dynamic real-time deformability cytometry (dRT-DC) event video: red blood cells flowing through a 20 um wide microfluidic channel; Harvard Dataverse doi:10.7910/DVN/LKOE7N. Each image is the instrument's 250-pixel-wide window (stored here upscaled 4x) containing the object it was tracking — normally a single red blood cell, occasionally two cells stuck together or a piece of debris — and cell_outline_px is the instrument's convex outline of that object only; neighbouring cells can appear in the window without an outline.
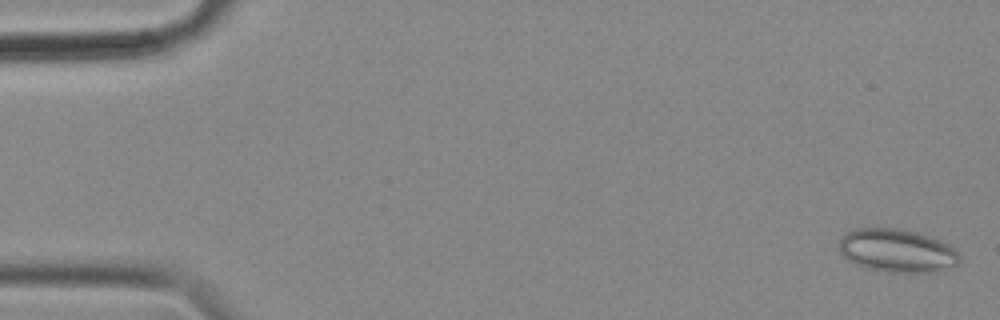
{"species": "common noctule bat (a hibernating species)", "species_latin": "Nyctalus noctula", "temperature_condition": "cold", "stored_images_in_passage": 57, "camera_frame_rate_fps": 3000, "um_per_image_px": 0.085, "animal": {"sex": "female", "body_mass_g": 18.4}, "frame": {"image": 1, "passage_image": 2, "time_ms": 0.333, "image_size_px": [1000, 320], "cell_outline_px": [[960, 264], [936, 272], [888, 272], [864, 268], [848, 260], [840, 252], [840, 240], [844, 232], [852, 228], [896, 228], [916, 232], [932, 236], [948, 244], [960, 256]], "centroid_in_image_um": [76.24, 21.3], "position_along_channel_um": 8.8, "area_um2": 30.63}}
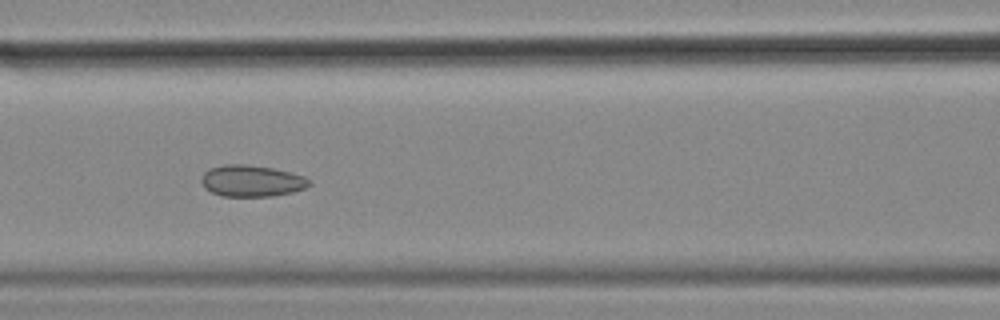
{"frame": {"image": 2, "passage_image": 25, "time_ms": 8.0, "image_size_px": [1000, 320], "cell_outline_px": [[312, 184], [304, 188], [292, 192], [272, 196], [224, 196], [212, 192], [204, 188], [200, 180], [204, 172], [208, 168], [224, 164], [244, 164], [272, 168], [292, 172], [304, 176], [312, 180]], "centroid_in_image_um": [21.39, 15.36], "position_along_channel_um": 145.2, "area_um2": 19.94}}
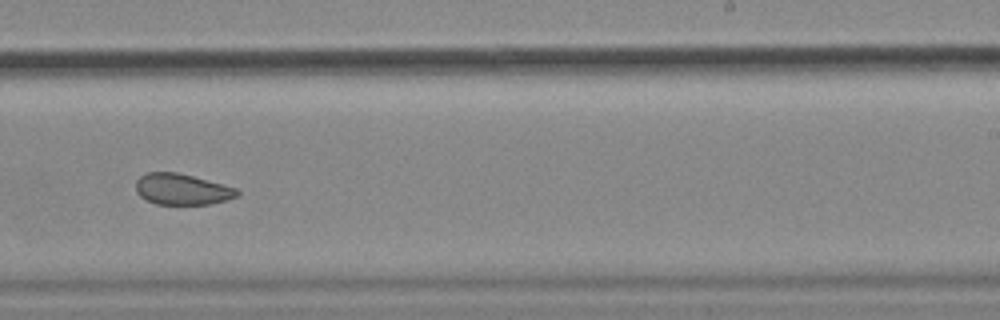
{"frame": {"image": 3, "passage_image": 36, "time_ms": 11.667, "image_size_px": [1000, 320], "cell_outline_px": [[240, 196], [228, 200], [212, 204], [156, 204], [140, 196], [136, 192], [136, 180], [140, 176], [148, 172], [176, 172], [192, 176], [236, 188], [240, 192]], "centroid_in_image_um": [15.49, 16.09], "position_along_channel_um": 273.5, "area_um2": 18.32}, "authors_computed_cell_mechanics": {"area_um2": 21.4438, "velocity_mm_per_s": 3.5202, "shape_relaxation_time_tau1_ms": null, "shape_relaxation_time_tau2_ms": 2.6196, "deformation_change_tau1": null, "deformation_change_tau2": 0.0704}}